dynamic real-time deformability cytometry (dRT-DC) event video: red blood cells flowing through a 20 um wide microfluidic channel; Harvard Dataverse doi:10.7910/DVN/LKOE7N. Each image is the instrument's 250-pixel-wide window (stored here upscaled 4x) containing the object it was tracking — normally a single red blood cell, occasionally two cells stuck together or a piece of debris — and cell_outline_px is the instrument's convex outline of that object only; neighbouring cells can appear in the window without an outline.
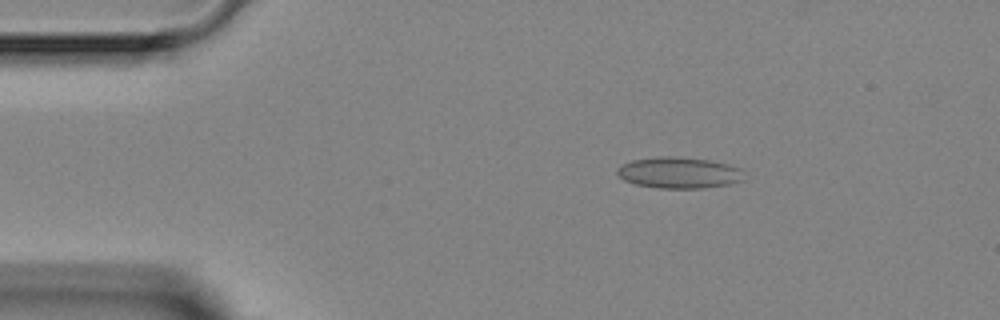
{"species": "Egyptian fruit bat (a non-hibernating species)", "species_latin": "Rousettus aegyptiacus", "temperature_condition": "room temperature", "stored_images_in_passage": 3, "camera_frame_rate_fps": 3000, "um_per_image_px": 0.085, "animal": {"sex": "female"}, "frame": {"image": 1, "passage_image": 2, "time_ms": 1.333, "image_size_px": [1000, 320], "cell_outline_px": [[744, 180], [732, 184], [704, 188], [656, 188], [636, 184], [624, 180], [616, 172], [616, 168], [620, 164], [632, 160], [656, 156], [672, 156], [708, 160], [728, 164], [744, 168]], "centroid_in_image_um": [57.74, 14.68], "position_along_channel_um": 27.3, "area_um2": 23.47}}